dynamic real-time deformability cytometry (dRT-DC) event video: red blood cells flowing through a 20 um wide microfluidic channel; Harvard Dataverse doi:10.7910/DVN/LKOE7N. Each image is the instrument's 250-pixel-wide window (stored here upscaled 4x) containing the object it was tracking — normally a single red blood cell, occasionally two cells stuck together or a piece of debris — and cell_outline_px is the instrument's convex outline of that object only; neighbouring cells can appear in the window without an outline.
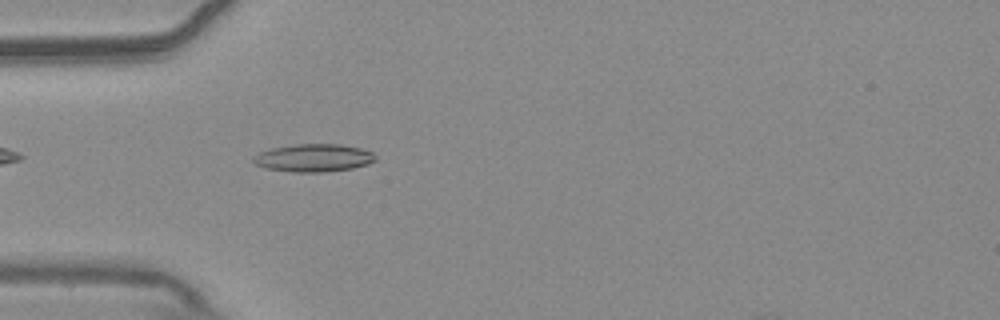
{"species": "common noctule bat (a hibernating species)", "species_latin": "Nyctalus noctula", "temperature_condition": "warm", "stored_images_in_passage": 40, "camera_frame_rate_fps": 3000, "um_per_image_px": 0.085, "animal": {"sex": "male", "body_mass_g": 20.4}, "frame": {"image": 1, "passage_image": 4, "time_ms": 1.0, "image_size_px": [1000, 320], "cell_outline_px": [[376, 160], [368, 164], [352, 168], [324, 172], [292, 172], [264, 168], [256, 164], [252, 160], [252, 156], [260, 152], [272, 148], [292, 144], [340, 144], [360, 148], [372, 152], [376, 156]], "centroid_in_image_um": [26.64, 13.42], "position_along_channel_um": 58.4, "area_um2": 19.88}}
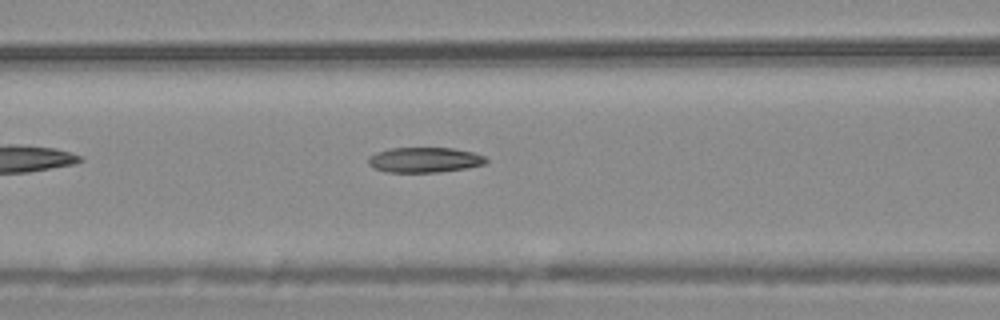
{"frame": {"image": 2, "passage_image": 10, "time_ms": 3.0, "image_size_px": [1000, 320], "cell_outline_px": [[488, 160], [484, 164], [468, 168], [440, 172], [384, 172], [368, 164], [368, 156], [376, 152], [392, 148], [452, 148], [472, 152], [484, 156]], "centroid_in_image_um": [36.08, 13.59], "position_along_channel_um": 130.5, "area_um2": 17.28}}
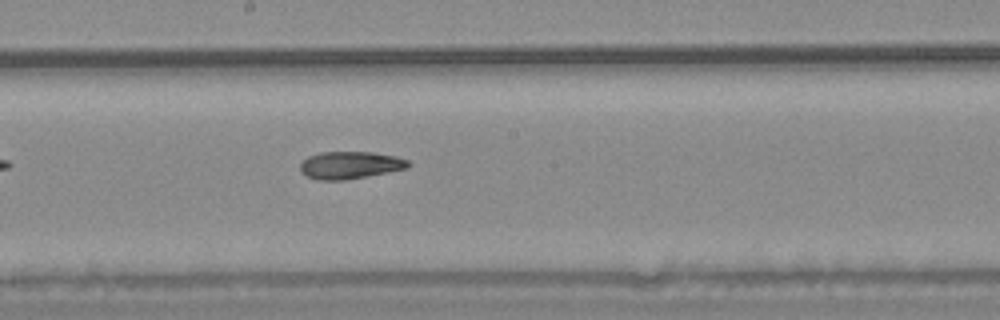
{"frame": {"image": 3, "passage_image": 17, "time_ms": 5.333, "image_size_px": [1000, 320], "cell_outline_px": [[412, 164], [408, 168], [344, 180], [320, 180], [308, 176], [300, 172], [300, 164], [308, 156], [320, 152], [372, 152], [396, 156], [408, 160]], "centroid_in_image_um": [29.76, 14.02], "position_along_channel_um": 218.4, "area_um2": 17.17}}